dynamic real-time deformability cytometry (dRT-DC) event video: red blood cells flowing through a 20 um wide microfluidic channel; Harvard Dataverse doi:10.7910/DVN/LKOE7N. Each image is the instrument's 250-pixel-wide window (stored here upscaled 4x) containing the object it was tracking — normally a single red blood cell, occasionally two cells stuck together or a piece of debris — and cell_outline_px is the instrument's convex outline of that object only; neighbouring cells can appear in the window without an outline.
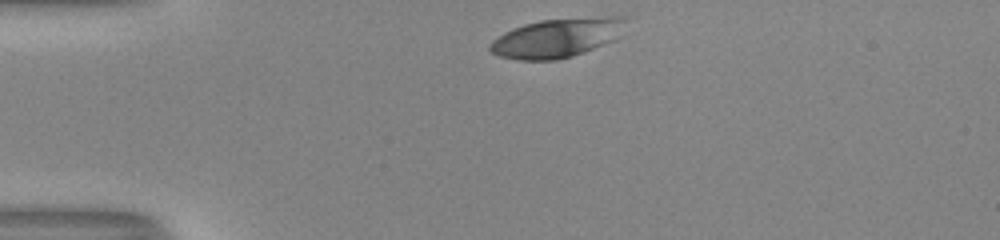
{"species": "human", "species_latin": "Homo sapiens", "temperature_condition": "room temperature", "stored_images_in_passage": 31, "camera_frame_rate_fps": 3000, "um_per_image_px": 0.085, "donor": {"sex": "male"}, "frame": {"image": 1, "passage_image": 1, "time_ms": 0.0, "image_size_px": [1000, 240], "cell_outline_px": [[632, 16], [612, 40], [604, 44], [584, 52], [572, 56], [556, 60], [520, 60], [500, 56], [492, 52], [488, 48], [488, 44], [492, 40], [504, 32], [512, 28], [524, 24], [540, 20], [608, 16]], "centroid_in_image_um": [47.33, 3.2], "position_along_channel_um": 37.7, "area_um2": 30.87}}
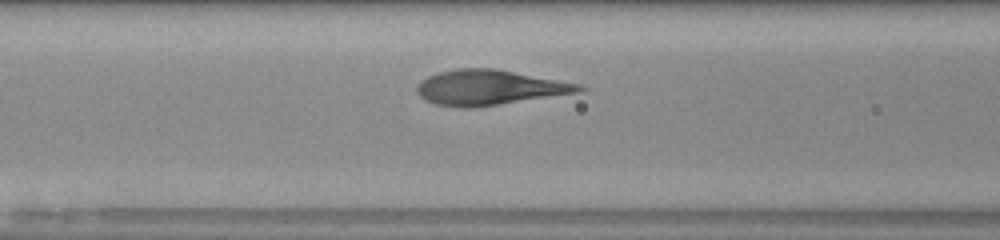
{"frame": {"image": 2, "passage_image": 11, "time_ms": 3.333, "image_size_px": [1000, 240], "cell_outline_px": [[588, 88], [580, 92], [476, 108], [460, 108], [436, 104], [420, 96], [416, 92], [416, 84], [420, 80], [428, 76], [440, 72], [456, 68], [492, 68], [580, 84]], "centroid_in_image_um": [41.57, 7.45], "position_along_channel_um": 125.0, "area_um2": 33.12}}
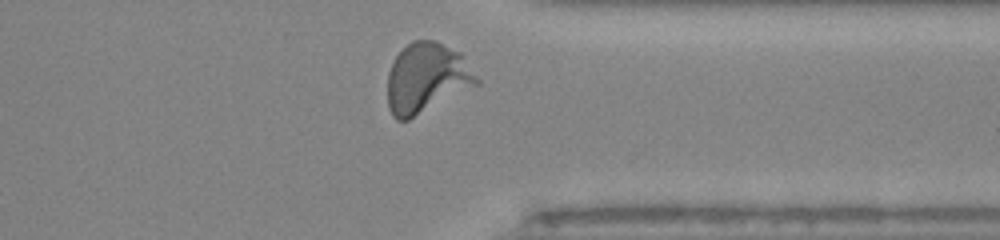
{"frame": {"image": 3, "passage_image": 30, "time_ms": 9.667, "image_size_px": [1000, 240], "cell_outline_px": [[480, 84], [408, 120], [396, 120], [392, 116], [388, 108], [388, 72], [396, 56], [412, 40], [436, 40], [460, 52], [464, 56], [480, 80]], "centroid_in_image_um": [36.28, 6.64], "position_along_channel_um": 375.1, "area_um2": 36.53}, "authors_computed_cell_mechanics": {"area_um2": 32.946, "velocity_mm_per_s": 3.9987, "shape_relaxation_time_tau1_ms": 3.4396, "shape_relaxation_time_tau2_ms": null, "deformation_change_tau1": 0.2096, "deformation_change_tau2": null}}